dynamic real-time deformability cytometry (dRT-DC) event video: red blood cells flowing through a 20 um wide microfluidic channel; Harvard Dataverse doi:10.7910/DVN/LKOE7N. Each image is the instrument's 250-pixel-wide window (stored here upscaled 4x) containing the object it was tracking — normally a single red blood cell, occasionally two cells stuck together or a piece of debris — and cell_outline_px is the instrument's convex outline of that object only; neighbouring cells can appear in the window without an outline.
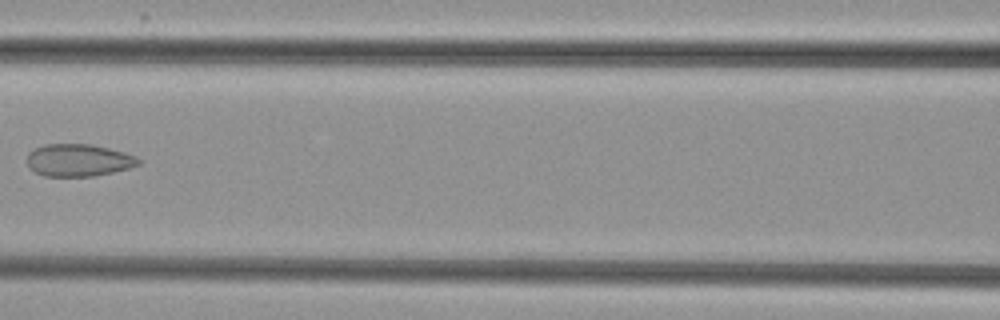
{"species": "common noctule bat (a hibernating species)", "species_latin": "Nyctalus noctula", "temperature_condition": "cold", "stored_images_in_passage": 6, "camera_frame_rate_fps": 3000, "um_per_image_px": 0.085, "animal": {"sex": "female", "body_mass_g": 29.2, "forearm_length_mm": 56.3}, "frame": {"image": 1, "passage_image": 6, "time_ms": 6.0, "image_size_px": [1000, 320], "cell_outline_px": [[140, 164], [128, 168], [112, 172], [92, 176], [44, 176], [28, 168], [28, 152], [44, 144], [92, 144], [124, 152], [136, 156], [140, 160]], "centroid_in_image_um": [6.66, 13.61], "position_along_channel_um": 159.9, "area_um2": 20.92}}